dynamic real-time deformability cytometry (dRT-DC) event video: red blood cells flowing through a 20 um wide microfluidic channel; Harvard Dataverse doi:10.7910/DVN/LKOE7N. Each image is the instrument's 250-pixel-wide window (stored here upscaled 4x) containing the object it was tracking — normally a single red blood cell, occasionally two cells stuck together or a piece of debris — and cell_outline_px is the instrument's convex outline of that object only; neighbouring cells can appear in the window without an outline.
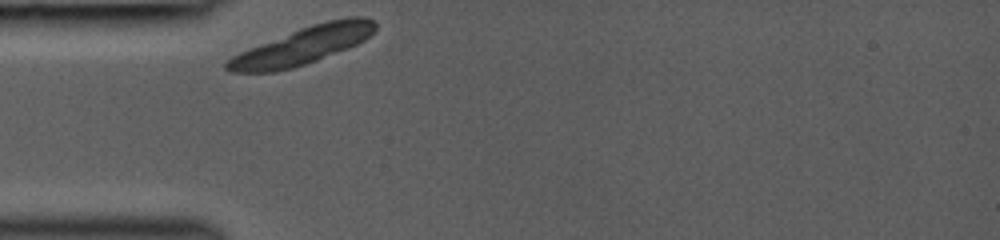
{"species": "common noctule bat (a hibernating species)", "species_latin": "Nyctalus noctula", "temperature_condition": "room temperature", "stored_images_in_passage": 9, "camera_frame_rate_fps": 3000, "um_per_image_px": 0.085, "animal": {"sex": "female", "body_mass_g": 19.0, "forearm_length_mm": 53.3}, "frame": {"image": 1, "passage_image": 1, "time_ms": 0.0, "image_size_px": [1000, 240], "cell_outline_px": [[376, 28], [364, 40], [348, 48], [316, 60], [292, 68], [272, 72], [232, 72], [224, 68], [224, 64], [232, 56], [240, 52], [300, 28], [312, 24], [328, 20], [348, 16], [364, 16], [372, 20], [376, 24]], "centroid_in_image_um": [25.74, 3.87], "position_along_channel_um": 59.3, "area_um2": 31.73}}
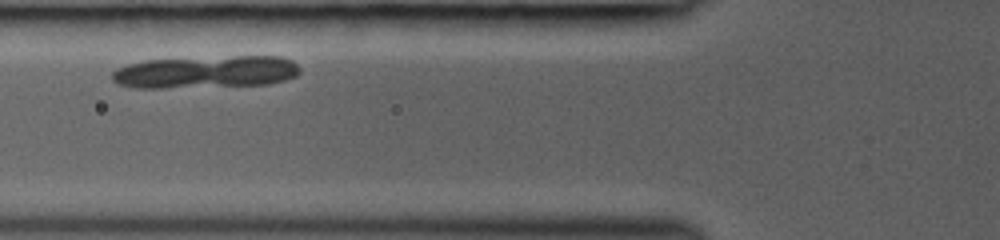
{"frame": {"image": 2, "passage_image": 4, "time_ms": 1.333, "image_size_px": [1000, 240], "cell_outline_px": [[300, 72], [296, 76], [284, 80], [268, 84], [164, 88], [136, 88], [116, 84], [112, 80], [112, 72], [116, 68], [128, 64], [144, 60], [236, 56], [280, 56], [292, 60], [300, 68]], "centroid_in_image_um": [17.47, 6.12], "position_along_channel_um": 108.3, "area_um2": 35.6}}